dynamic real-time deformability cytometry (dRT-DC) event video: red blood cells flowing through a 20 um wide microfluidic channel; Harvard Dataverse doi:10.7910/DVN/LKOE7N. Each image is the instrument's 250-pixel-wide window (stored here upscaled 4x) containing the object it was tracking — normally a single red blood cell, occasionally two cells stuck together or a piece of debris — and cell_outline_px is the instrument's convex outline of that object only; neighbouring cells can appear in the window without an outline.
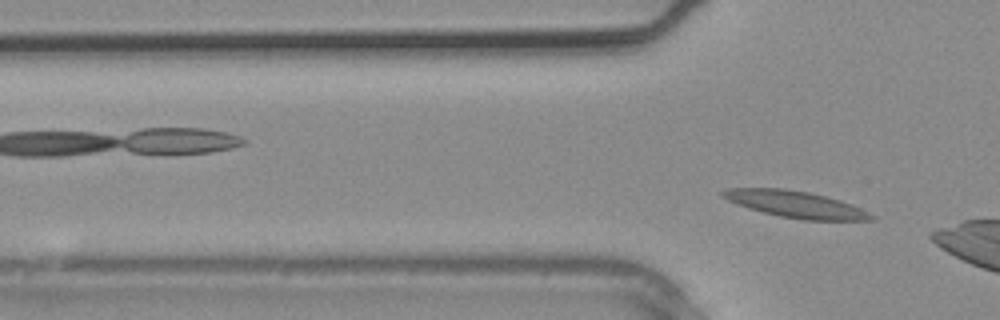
{"species": "common noctule bat (a hibernating species)", "species_latin": "Nyctalus noctula", "temperature_condition": "warm", "stored_images_in_passage": 3, "camera_frame_rate_fps": 3000, "um_per_image_px": 0.085, "animal": {"sex": "male", "body_mass_g": 20.4}, "frame": {"image": 1, "passage_image": 3, "time_ms": 0.667, "image_size_px": [1000, 320], "cell_outline_px": [[876, 216], [872, 220], [804, 220], [780, 216], [748, 208], [736, 204], [720, 196], [720, 192], [728, 188], [784, 188], [808, 192], [840, 200], [860, 208]], "centroid_in_image_um": [67.59, 17.36], "position_along_channel_um": 58.2, "area_um2": 22.89}}